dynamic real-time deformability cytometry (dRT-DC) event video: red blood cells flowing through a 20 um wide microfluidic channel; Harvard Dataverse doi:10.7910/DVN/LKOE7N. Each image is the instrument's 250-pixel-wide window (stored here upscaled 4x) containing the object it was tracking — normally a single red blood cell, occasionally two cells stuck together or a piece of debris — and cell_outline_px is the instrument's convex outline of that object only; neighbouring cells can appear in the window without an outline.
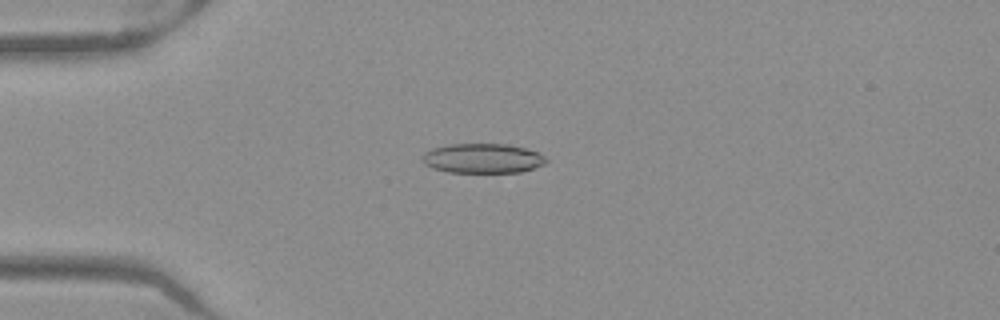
{"species": "Egyptian fruit bat (a non-hibernating species)", "species_latin": "Rousettus aegyptiacus", "temperature_condition": "warm", "stored_images_in_passage": 52, "camera_frame_rate_fps": 3000, "um_per_image_px": 0.085, "frame": {"image": 1, "passage_image": 14, "time_ms": 4.333, "image_size_px": [1000, 320], "cell_outline_px": [[548, 160], [544, 164], [520, 172], [448, 172], [432, 168], [424, 164], [424, 152], [432, 148], [448, 144], [508, 144], [524, 148], [536, 152], [544, 156]], "centroid_in_image_um": [41.01, 13.45], "position_along_channel_um": 44.0, "area_um2": 21.21}}
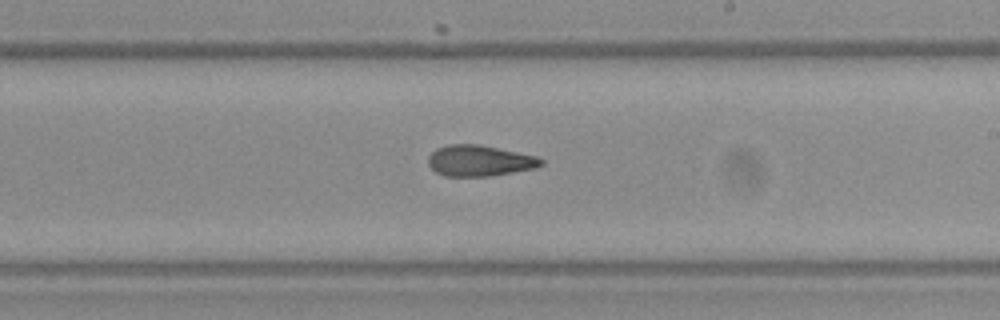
{"frame": {"image": 2, "passage_image": 31, "time_ms": 10.0, "image_size_px": [1000, 320], "cell_outline_px": [[544, 164], [536, 168], [488, 176], [444, 176], [436, 172], [428, 164], [428, 156], [436, 148], [448, 144], [480, 144], [536, 156], [544, 160]], "centroid_in_image_um": [40.75, 13.65], "position_along_channel_um": 248.3, "area_um2": 20.4}}
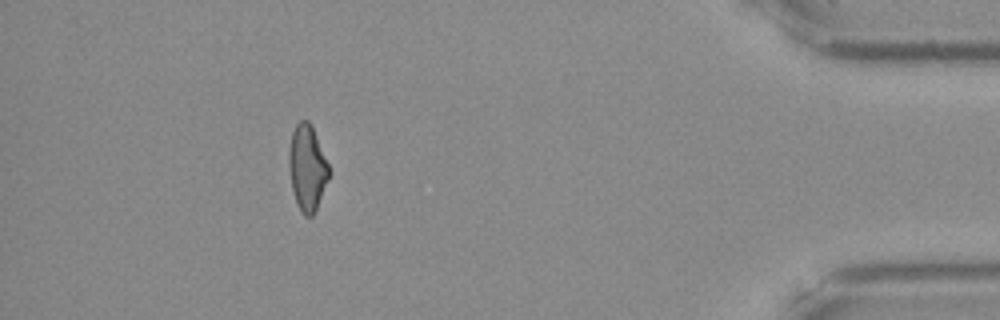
{"frame": {"image": 3, "passage_image": 47, "time_ms": 15.333, "image_size_px": [1000, 320], "cell_outline_px": [[328, 180], [316, 208], [312, 216], [304, 216], [300, 212], [296, 204], [292, 192], [288, 164], [288, 148], [292, 132], [296, 124], [300, 120], [308, 120], [312, 124], [328, 164]], "centroid_in_image_um": [26.08, 14.25], "position_along_channel_um": 409.1, "area_um2": 20.11}, "authors_computed_cell_mechanics": {"area_um2": 21.0103, "velocity_mm_per_s": 4.0044, "shape_relaxation_time_tau1_ms": null, "shape_relaxation_time_tau2_ms": 3.4192, "deformation_change_tau1": null, "deformation_change_tau2": 0.126}}